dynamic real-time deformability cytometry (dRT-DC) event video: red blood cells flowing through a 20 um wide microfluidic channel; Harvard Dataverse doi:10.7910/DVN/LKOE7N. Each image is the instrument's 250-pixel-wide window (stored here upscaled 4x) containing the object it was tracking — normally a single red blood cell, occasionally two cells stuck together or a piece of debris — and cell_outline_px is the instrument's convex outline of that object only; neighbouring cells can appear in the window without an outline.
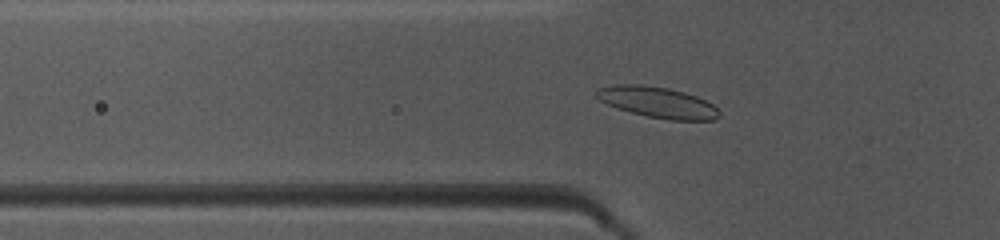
{"species": "common noctule bat (a hibernating species)", "species_latin": "Nyctalus noctula", "temperature_condition": "warm", "stored_images_in_passage": 39, "camera_frame_rate_fps": 3000, "um_per_image_px": 0.085, "animal": {"sex": "female", "body_mass_g": 10.0, "forearm_length_mm": 53.1}, "frame": {"image": 1, "passage_image": 6, "time_ms": 1.667, "image_size_px": [1000, 240], "cell_outline_px": [[720, 116], [716, 120], [672, 120], [648, 116], [616, 108], [600, 100], [596, 96], [596, 88], [616, 84], [640, 84], [668, 88], [684, 92], [696, 96], [712, 104], [720, 112]], "centroid_in_image_um": [55.89, 8.69], "position_along_channel_um": 69.9, "area_um2": 22.02}}
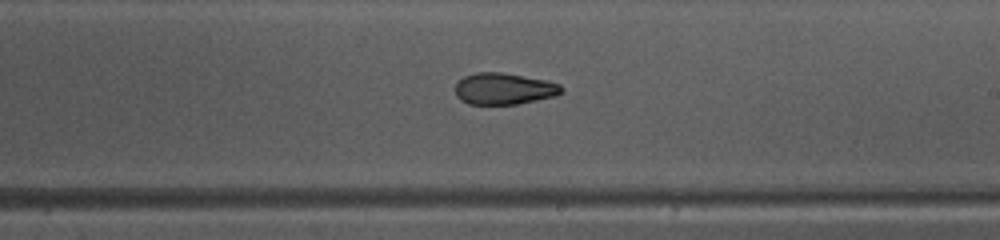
{"frame": {"image": 2, "passage_image": 19, "time_ms": 6.0, "image_size_px": [1000, 240], "cell_outline_px": [[564, 92], [556, 96], [516, 104], [468, 104], [460, 100], [456, 96], [456, 84], [464, 76], [476, 72], [500, 72], [548, 80], [560, 84], [564, 88]], "centroid_in_image_um": [42.87, 7.54], "position_along_channel_um": 246.1, "area_um2": 19.65}}
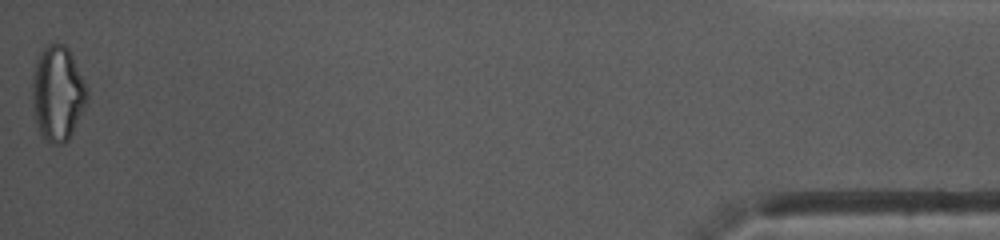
{"frame": {"image": 3, "passage_image": 39, "time_ms": 12.667, "image_size_px": [1000, 240], "cell_outline_px": [[88, 96], [72, 132], [68, 140], [64, 144], [52, 144], [40, 136], [32, 104], [32, 84], [36, 60], [40, 52], [48, 44], [64, 44], [68, 48], [84, 80], [88, 92]], "centroid_in_image_um": [4.88, 7.95], "position_along_channel_um": 430.3, "area_um2": 30.0}, "authors_computed_cell_mechanics": {"area_um2": 20.6924, "velocity_mm_per_s": 4.0501, "shape_relaxation_time_tau1_ms": 10.1676, "shape_relaxation_time_tau2_ms": 3.252, "deformation_change_tau1": 0.2201, "deformation_change_tau2": 0.1095}}